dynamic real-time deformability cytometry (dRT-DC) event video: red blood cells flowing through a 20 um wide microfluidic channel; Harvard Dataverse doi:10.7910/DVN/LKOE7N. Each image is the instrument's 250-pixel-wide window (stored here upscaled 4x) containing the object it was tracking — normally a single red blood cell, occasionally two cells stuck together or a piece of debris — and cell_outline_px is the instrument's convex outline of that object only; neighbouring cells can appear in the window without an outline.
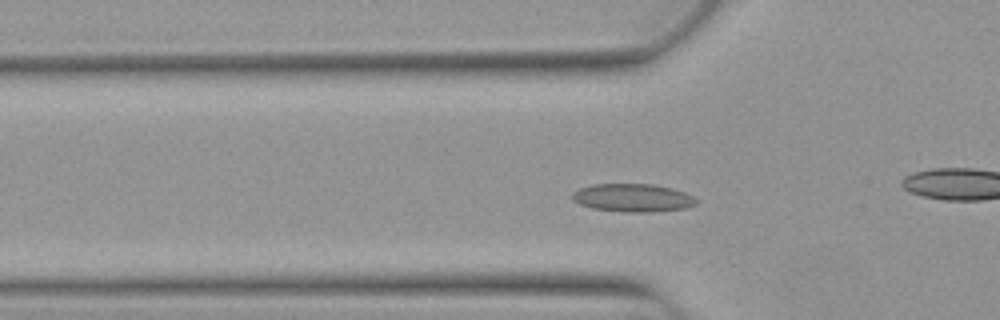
{"species": "Egyptian fruit bat (a non-hibernating species)", "species_latin": "Rousettus aegyptiacus", "temperature_condition": "warm", "stored_images_in_passage": 48, "camera_frame_rate_fps": 3000, "um_per_image_px": 0.085, "animal": {"sex": "female"}, "frame": {"image": 1, "passage_image": 12, "time_ms": 3.667, "image_size_px": [1000, 320], "cell_outline_px": [[700, 200], [696, 204], [684, 208], [652, 212], [620, 212], [592, 208], [580, 204], [572, 200], [572, 192], [580, 188], [592, 184], [652, 184], [672, 188], [684, 192]], "centroid_in_image_um": [53.78, 16.81], "position_along_channel_um": 72.0, "area_um2": 20.4}}
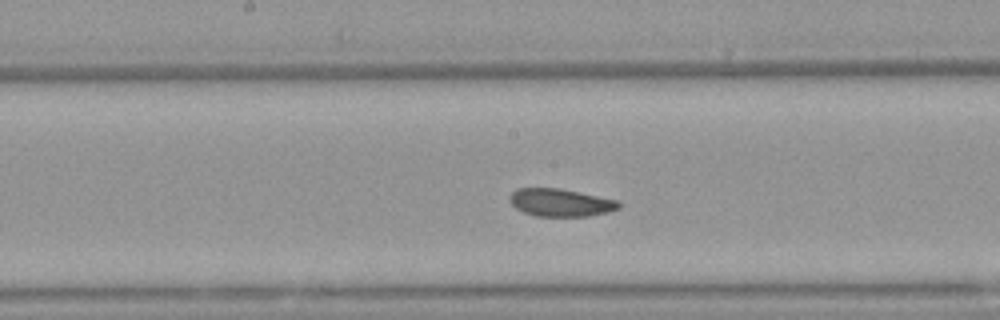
{"frame": {"image": 2, "passage_image": 22, "time_ms": 7.0, "image_size_px": [1000, 320], "cell_outline_px": [[620, 208], [608, 212], [588, 216], [536, 216], [524, 212], [516, 208], [508, 200], [508, 196], [516, 188], [560, 188], [620, 200]], "centroid_in_image_um": [47.65, 17.21], "position_along_channel_um": 200.5, "area_um2": 17.8}}
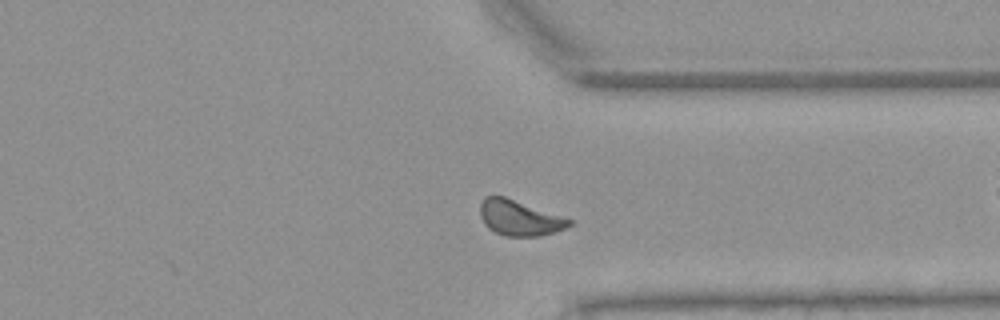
{"frame": {"image": 3, "passage_image": 35, "time_ms": 11.333, "image_size_px": [1000, 320], "cell_outline_px": [[572, 224], [556, 232], [540, 236], [504, 236], [488, 228], [484, 224], [480, 216], [480, 204], [484, 196], [504, 196], [572, 220]], "centroid_in_image_um": [44.12, 18.53], "position_along_channel_um": 367.3, "area_um2": 18.21}, "authors_computed_cell_mechanics": {"area_um2": 18.207, "velocity_mm_per_s": 3.8508, "shape_relaxation_time_tau1_ms": null, "shape_relaxation_time_tau2_ms": 1.6079, "deformation_change_tau1": null, "deformation_change_tau2": 0.0733}}